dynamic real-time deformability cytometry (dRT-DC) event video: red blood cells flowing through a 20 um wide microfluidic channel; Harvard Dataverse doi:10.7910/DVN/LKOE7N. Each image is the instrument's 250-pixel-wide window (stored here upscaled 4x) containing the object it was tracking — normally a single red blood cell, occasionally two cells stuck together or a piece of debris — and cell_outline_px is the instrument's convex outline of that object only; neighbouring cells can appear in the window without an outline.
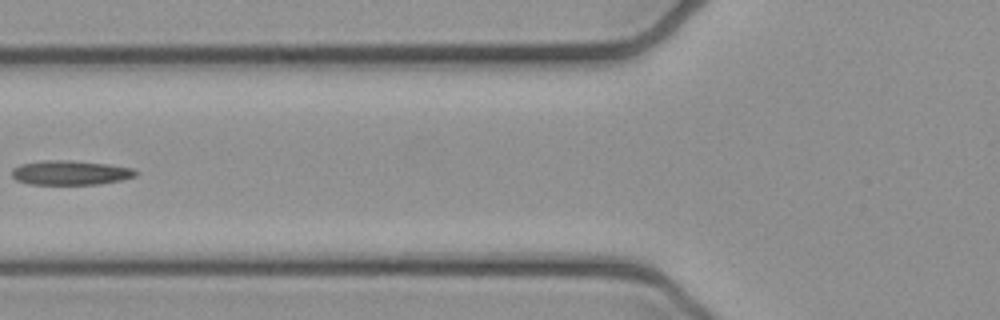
{"species": "common noctule bat (a hibernating species)", "species_latin": "Nyctalus noctula", "temperature_condition": "cold", "stored_images_in_passage": 6, "segment_of_instrument_passage": [2, 2], "camera_frame_rate_fps": 3000, "um_per_image_px": 0.085, "animal": {"sex": "female", "body_mass_g": 21.9}, "frame": {"image": 1, "passage_image": 5, "time_ms": 1.333, "image_size_px": [1000, 320], "cell_outline_px": [[136, 176], [120, 180], [100, 184], [28, 184], [16, 180], [12, 176], [12, 168], [20, 164], [44, 160], [68, 160], [108, 164], [132, 168], [136, 172]], "centroid_in_image_um": [5.94, 14.68], "position_along_channel_um": 119.9, "area_um2": 17.57}}
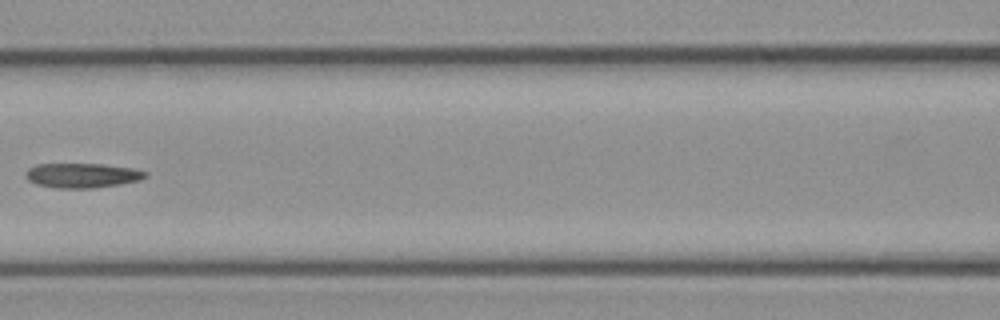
{"frame": {"image": 2, "passage_image": 6, "time_ms": 1.667, "image_size_px": [1000, 320], "cell_outline_px": [[148, 176], [140, 180], [120, 184], [92, 188], [56, 188], [36, 184], [28, 180], [24, 176], [28, 168], [36, 164], [104, 164], [132, 168], [148, 172]], "centroid_in_image_um": [6.98, 14.91], "position_along_channel_um": 159.6, "area_um2": 17.28}}